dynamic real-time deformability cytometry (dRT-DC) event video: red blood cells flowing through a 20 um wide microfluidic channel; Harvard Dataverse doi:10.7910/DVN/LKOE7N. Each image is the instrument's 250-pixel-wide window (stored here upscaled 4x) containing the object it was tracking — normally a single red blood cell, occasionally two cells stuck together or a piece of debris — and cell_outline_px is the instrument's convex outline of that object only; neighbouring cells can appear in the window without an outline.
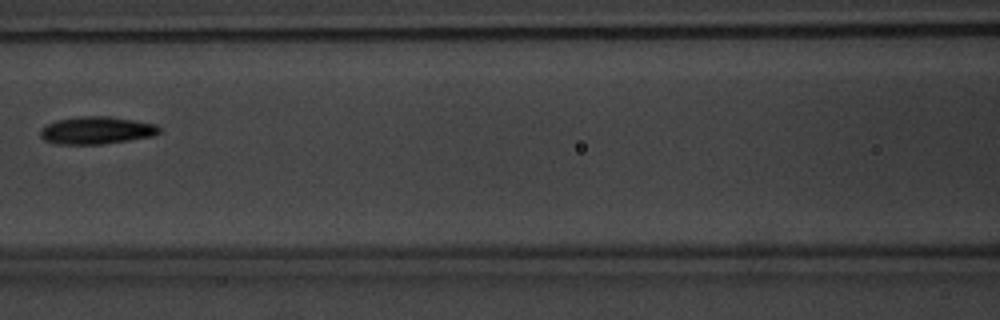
{"species": "common noctule bat (a hibernating species)", "species_latin": "Nyctalus noctula", "temperature_condition": "warm", "stored_images_in_passage": 4, "camera_frame_rate_fps": 3000, "um_per_image_px": 0.085, "animal": {"sex": "male", "body_mass_g": 20.1, "forearm_length_mm": 53.5}, "frame": {"image": 1, "passage_image": 3, "time_ms": 2.667, "image_size_px": [1000, 320], "cell_outline_px": [[160, 132], [156, 136], [104, 144], [56, 144], [44, 140], [40, 136], [40, 128], [56, 120], [80, 116], [108, 116], [156, 124], [160, 128]], "centroid_in_image_um": [8.21, 11.09], "position_along_channel_um": 158.4, "area_um2": 19.19}}